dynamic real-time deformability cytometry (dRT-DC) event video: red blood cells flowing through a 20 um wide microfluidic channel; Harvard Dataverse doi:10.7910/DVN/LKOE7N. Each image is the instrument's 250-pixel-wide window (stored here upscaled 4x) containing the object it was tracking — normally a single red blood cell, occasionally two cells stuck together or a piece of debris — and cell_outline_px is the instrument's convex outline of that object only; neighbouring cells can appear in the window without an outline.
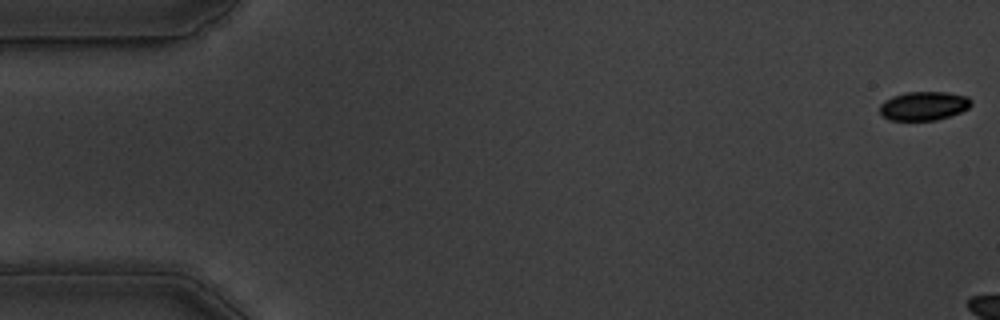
{"species": "common noctule bat (a hibernating species)", "species_latin": "Nyctalus noctula", "temperature_condition": "warm", "stored_images_in_passage": 16, "camera_frame_rate_fps": 3000, "um_per_image_px": 0.085, "animal": {"sex": "male", "body_mass_g": 19.5, "forearm_length_mm": 54.6}, "frame": {"image": 1, "passage_image": 1, "time_ms": 0.0, "image_size_px": [1000, 320], "cell_outline_px": [[972, 104], [968, 108], [960, 112], [936, 120], [888, 120], [880, 112], [880, 104], [884, 100], [892, 96], [904, 92], [948, 92], [968, 96], [972, 100]], "centroid_in_image_um": [78.52, 8.99], "position_along_channel_um": 6.5, "area_um2": 15.43}}
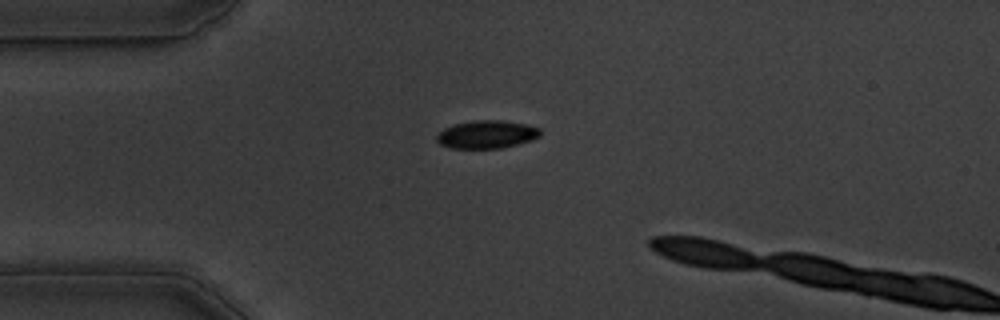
{"frame": {"image": 2, "passage_image": 14, "time_ms": 4.333, "image_size_px": [1000, 320], "cell_outline_px": [[540, 136], [532, 140], [500, 148], [452, 148], [440, 144], [436, 140], [436, 136], [444, 128], [452, 124], [472, 120], [500, 120], [524, 124], [540, 128]], "centroid_in_image_um": [41.34, 11.42], "position_along_channel_um": 43.7, "area_um2": 16.82}}